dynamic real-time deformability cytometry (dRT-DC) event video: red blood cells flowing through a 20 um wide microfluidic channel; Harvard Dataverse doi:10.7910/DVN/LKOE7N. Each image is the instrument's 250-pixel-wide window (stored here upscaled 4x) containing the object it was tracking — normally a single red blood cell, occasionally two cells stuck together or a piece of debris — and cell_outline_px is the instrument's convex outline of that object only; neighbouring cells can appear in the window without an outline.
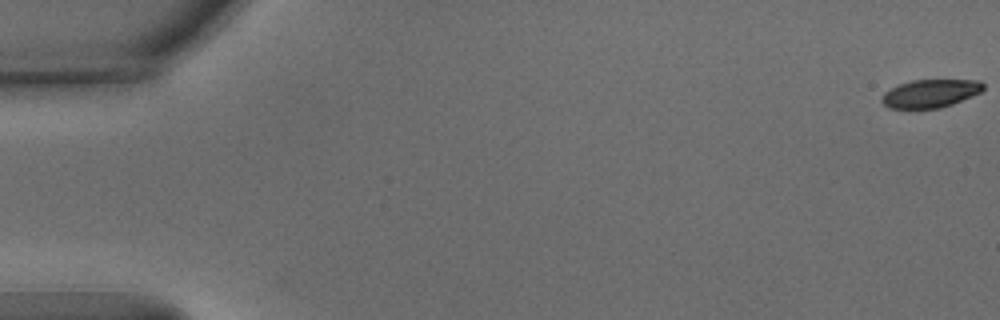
{"species": "common noctule bat (a hibernating species)", "species_latin": "Nyctalus noctula", "temperature_condition": "warm", "stored_images_in_passage": 54, "camera_frame_rate_fps": 3000, "um_per_image_px": 0.085, "animal": {"sex": "male", "body_mass_g": 15.6}, "frame": {"image": 1, "passage_image": 1, "time_ms": 0.0, "image_size_px": [1000, 320], "cell_outline_px": [[984, 88], [980, 92], [952, 104], [940, 108], [888, 108], [880, 100], [884, 92], [900, 84], [912, 80], [980, 80], [984, 84]], "centroid_in_image_um": [79.07, 7.94], "position_along_channel_um": 5.9, "area_um2": 16.47}}
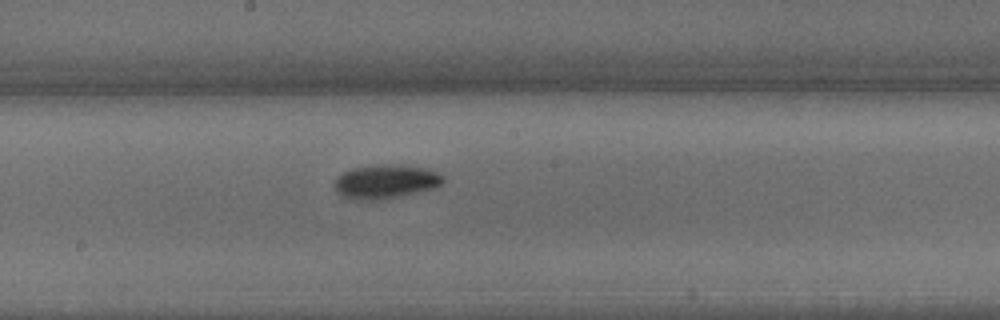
{"frame": {"image": 2, "passage_image": 30, "time_ms": 9.667, "image_size_px": [1000, 320], "cell_outline_px": [[444, 180], [436, 188], [400, 196], [372, 200], [352, 200], [344, 196], [336, 188], [336, 176], [352, 168], [380, 164], [400, 164], [424, 168], [436, 172], [444, 176]], "centroid_in_image_um": [32.8, 15.42], "position_along_channel_um": 215.4, "area_um2": 21.33}}
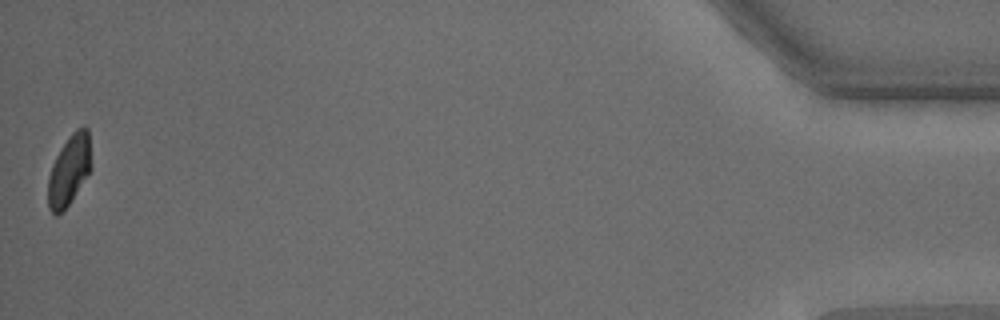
{"frame": {"image": 3, "passage_image": 54, "time_ms": 17.667, "image_size_px": [1000, 320], "cell_outline_px": [[92, 168], [72, 200], [56, 216], [48, 208], [48, 176], [52, 164], [60, 148], [68, 136], [76, 128], [84, 124], [88, 128], [92, 164]], "centroid_in_image_um": [5.9, 14.41], "position_along_channel_um": 429.3, "area_um2": 17.98}, "authors_computed_cell_mechanics": {"area_um2": 19.1029, "velocity_mm_per_s": 3.8147, "shape_relaxation_time_tau1_ms": 2.4453, "shape_relaxation_time_tau2_ms": null, "deformation_change_tau1": 0.1397, "deformation_change_tau2": null}}